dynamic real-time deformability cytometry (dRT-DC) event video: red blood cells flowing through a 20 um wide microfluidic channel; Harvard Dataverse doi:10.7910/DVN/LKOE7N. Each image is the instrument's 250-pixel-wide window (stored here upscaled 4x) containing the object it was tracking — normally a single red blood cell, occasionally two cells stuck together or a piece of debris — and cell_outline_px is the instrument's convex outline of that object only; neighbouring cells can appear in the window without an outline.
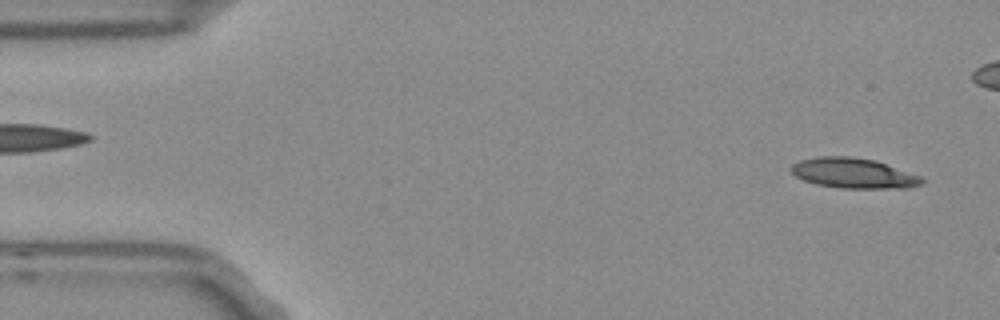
{"species": "Egyptian fruit bat (a non-hibernating species)", "species_latin": "Rousettus aegyptiacus", "temperature_condition": "room temperature", "stored_images_in_passage": 9, "camera_frame_rate_fps": 3000, "um_per_image_px": 0.085, "frame": {"image": 1, "passage_image": 2, "time_ms": 0.333, "image_size_px": [1000, 320], "cell_outline_px": [[924, 184], [908, 188], [840, 188], [816, 184], [804, 180], [796, 176], [788, 168], [792, 164], [800, 160], [816, 156], [848, 156], [876, 160], [920, 176], [924, 180]], "centroid_in_image_um": [72.54, 14.72], "position_along_channel_um": 12.5, "area_um2": 23.12}}